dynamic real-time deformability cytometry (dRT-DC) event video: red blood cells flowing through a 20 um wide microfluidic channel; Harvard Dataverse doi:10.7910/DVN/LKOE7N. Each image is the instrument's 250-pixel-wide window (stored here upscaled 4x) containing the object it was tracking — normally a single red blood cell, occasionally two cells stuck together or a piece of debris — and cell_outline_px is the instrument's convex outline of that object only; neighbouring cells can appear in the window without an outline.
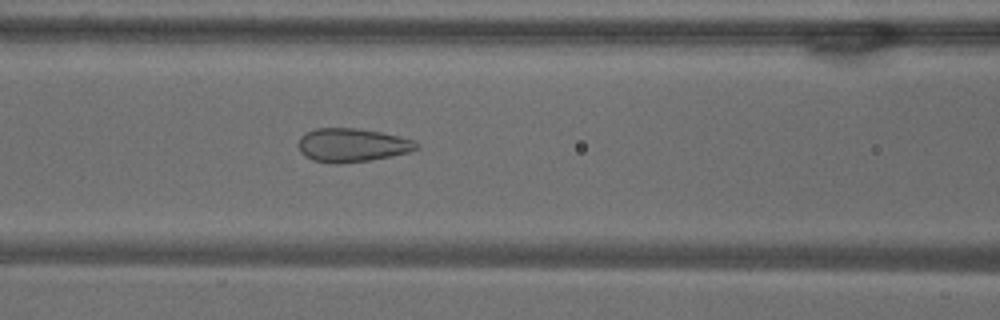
{"species": "common noctule bat (a hibernating species)", "species_latin": "Nyctalus noctula", "temperature_condition": "warm", "stored_images_in_passage": 40, "camera_frame_rate_fps": 3000, "um_per_image_px": 0.085, "animal": {"sex": "male", "body_mass_g": 18.8}, "frame": {"image": 1, "passage_image": 23, "time_ms": 7.333, "image_size_px": [1000, 320], "cell_outline_px": [[420, 148], [408, 152], [368, 160], [336, 164], [332, 164], [312, 160], [304, 156], [300, 152], [296, 144], [300, 136], [316, 128], [356, 128], [380, 132], [412, 140], [420, 144]], "centroid_in_image_um": [29.86, 12.34], "position_along_channel_um": 136.7, "area_um2": 23.06}}
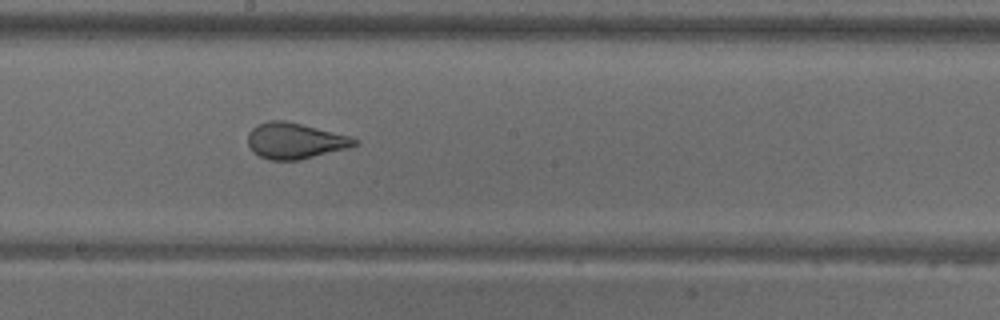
{"frame": {"image": 2, "passage_image": 30, "time_ms": 9.667, "image_size_px": [1000, 320], "cell_outline_px": [[356, 144], [348, 148], [300, 160], [268, 160], [260, 156], [248, 144], [248, 132], [256, 124], [272, 120], [284, 120], [352, 136], [356, 140]], "centroid_in_image_um": [25.07, 11.96], "position_along_channel_um": 223.1, "area_um2": 22.2}}
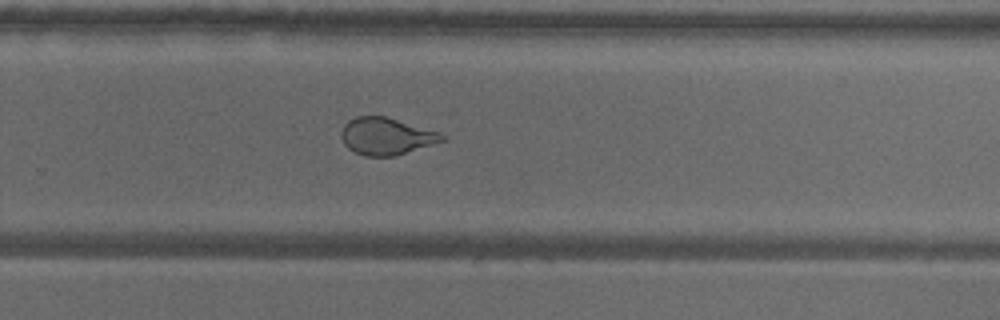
{"frame": {"image": 3, "passage_image": 36, "time_ms": 11.667, "image_size_px": [1000, 320], "cell_outline_px": [[448, 140], [392, 156], [364, 156], [348, 148], [344, 144], [340, 136], [340, 132], [344, 124], [348, 120], [356, 116], [384, 116], [440, 132], [448, 136]], "centroid_in_image_um": [32.84, 11.57], "position_along_channel_um": 297.0, "area_um2": 21.85}}